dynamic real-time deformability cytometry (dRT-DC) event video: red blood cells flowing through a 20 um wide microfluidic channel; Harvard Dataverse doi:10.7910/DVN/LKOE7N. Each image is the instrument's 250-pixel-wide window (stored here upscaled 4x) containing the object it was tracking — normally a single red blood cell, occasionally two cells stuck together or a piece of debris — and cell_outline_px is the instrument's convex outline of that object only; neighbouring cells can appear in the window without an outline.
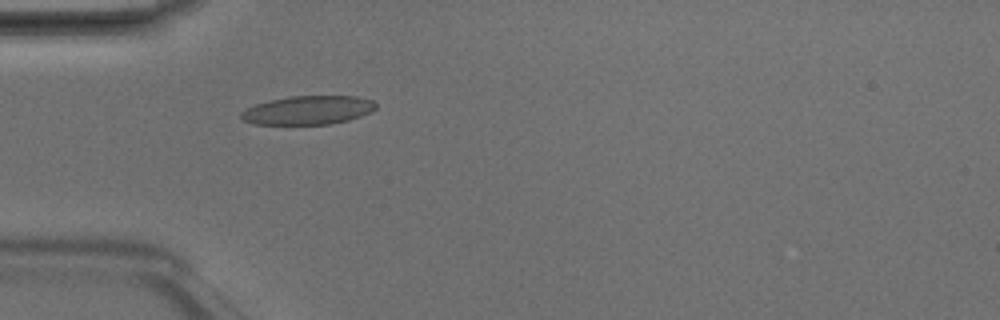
{"species": "Egyptian fruit bat (a non-hibernating species)", "species_latin": "Rousettus aegyptiacus", "temperature_condition": "room temperature", "stored_images_in_passage": 5, "camera_frame_rate_fps": 3000, "um_per_image_px": 0.085, "animal": {"sex": "male"}, "frame": {"image": 1, "passage_image": 5, "time_ms": 1.333, "image_size_px": [1000, 320], "cell_outline_px": [[376, 108], [372, 112], [348, 120], [328, 124], [252, 124], [244, 120], [240, 116], [240, 112], [256, 104], [268, 100], [288, 96], [356, 96], [372, 100], [376, 104]], "centroid_in_image_um": [26.18, 9.36], "position_along_channel_um": 58.8, "area_um2": 22.54}}